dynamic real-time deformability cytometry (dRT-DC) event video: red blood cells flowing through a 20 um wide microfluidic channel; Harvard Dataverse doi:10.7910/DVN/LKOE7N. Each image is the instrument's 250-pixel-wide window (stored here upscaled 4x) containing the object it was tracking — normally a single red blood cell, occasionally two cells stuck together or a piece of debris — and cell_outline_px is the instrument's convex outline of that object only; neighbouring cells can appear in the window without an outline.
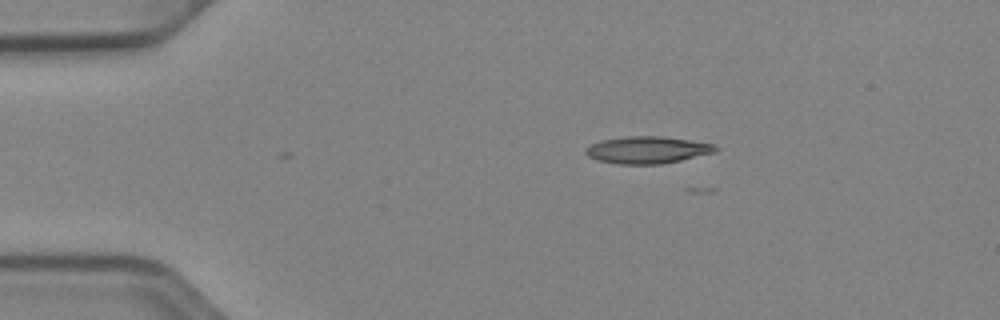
{"species": "Egyptian fruit bat (a non-hibernating species)", "species_latin": "Rousettus aegyptiacus", "temperature_condition": "cold", "stored_images_in_passage": 3, "camera_frame_rate_fps": 3000, "um_per_image_px": 0.085, "animal": {"sex": "female"}, "frame": {"image": 1, "passage_image": 3, "time_ms": 0.667, "image_size_px": [1000, 320], "cell_outline_px": [[720, 148], [716, 152], [680, 160], [660, 164], [620, 164], [596, 160], [588, 156], [584, 152], [592, 144], [600, 140], [628, 136], [660, 136], [688, 140], [712, 144]], "centroid_in_image_um": [55.02, 12.74], "position_along_channel_um": 30.0, "area_um2": 20.29}}